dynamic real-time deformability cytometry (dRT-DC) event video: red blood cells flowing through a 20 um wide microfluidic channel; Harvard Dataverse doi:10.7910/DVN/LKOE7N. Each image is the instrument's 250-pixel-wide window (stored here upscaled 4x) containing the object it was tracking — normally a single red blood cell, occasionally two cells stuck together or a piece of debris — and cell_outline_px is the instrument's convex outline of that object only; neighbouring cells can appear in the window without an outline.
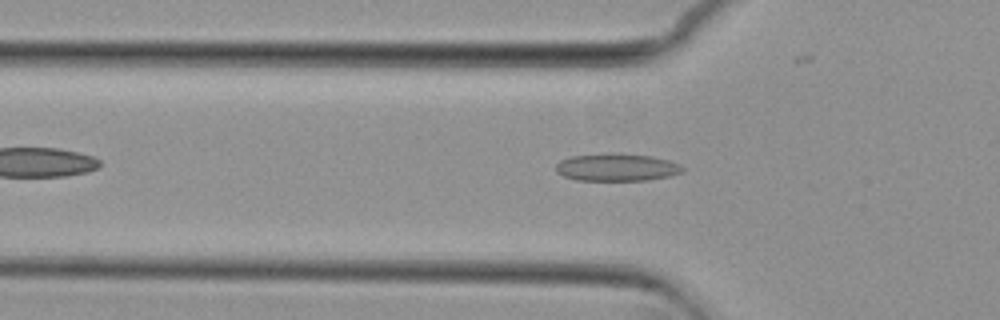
{"species": "common noctule bat (a hibernating species)", "species_latin": "Nyctalus noctula", "temperature_condition": "cold", "stored_images_in_passage": 44, "camera_frame_rate_fps": 3000, "um_per_image_px": 0.085, "animal": {"sex": "female", "body_mass_g": 29.2, "forearm_length_mm": 56.3}, "frame": {"image": 1, "passage_image": 7, "time_ms": 2.0, "image_size_px": [1000, 320], "cell_outline_px": [[684, 168], [680, 172], [668, 176], [644, 180], [576, 180], [564, 176], [556, 172], [556, 164], [560, 160], [572, 156], [608, 152], [620, 152], [648, 156], [668, 160]], "centroid_in_image_um": [52.34, 14.2], "position_along_channel_um": 73.5, "area_um2": 20.23}}
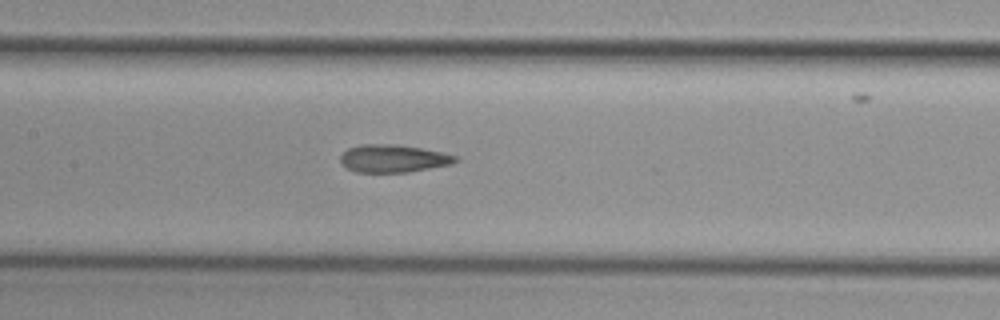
{"frame": {"image": 2, "passage_image": 15, "time_ms": 4.667, "image_size_px": [1000, 320], "cell_outline_px": [[460, 160], [452, 164], [408, 172], [356, 172], [348, 168], [340, 160], [340, 156], [348, 148], [364, 144], [396, 144], [444, 152], [460, 156]], "centroid_in_image_um": [33.49, 13.47], "position_along_channel_um": 173.9, "area_um2": 18.61}}
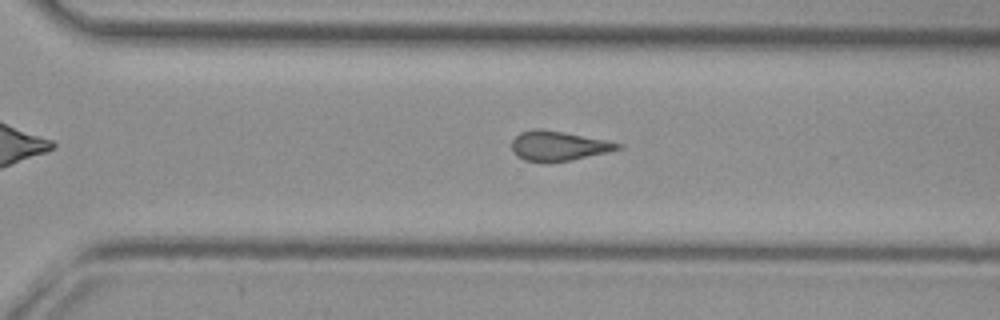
{"frame": {"image": 3, "passage_image": 27, "time_ms": 8.667, "image_size_px": [1000, 320], "cell_outline_px": [[624, 144], [620, 148], [608, 152], [568, 160], [544, 164], [524, 160], [516, 156], [512, 152], [512, 140], [520, 132], [532, 128], [544, 128]], "centroid_in_image_um": [47.38, 12.4], "position_along_channel_um": 323.2, "area_um2": 18.55}, "authors_computed_cell_mechanics": {"area_um2": 18.496, "velocity_mm_per_s": 3.7424, "shape_relaxation_time_tau1_ms": null, "shape_relaxation_time_tau2_ms": 3.6462, "deformation_change_tau1": null, "deformation_change_tau2": 0.1221}}